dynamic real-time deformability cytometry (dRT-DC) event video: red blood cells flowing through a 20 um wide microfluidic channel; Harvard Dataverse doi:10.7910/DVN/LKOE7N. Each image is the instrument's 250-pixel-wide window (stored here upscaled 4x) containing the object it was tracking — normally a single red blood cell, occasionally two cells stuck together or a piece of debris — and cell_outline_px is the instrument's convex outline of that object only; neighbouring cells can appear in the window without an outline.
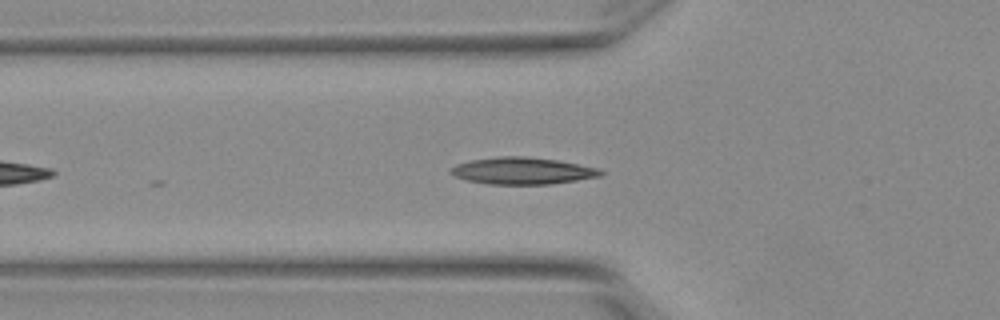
{"species": "Egyptian fruit bat (a non-hibernating species)", "species_latin": "Rousettus aegyptiacus", "temperature_condition": "warm", "stored_images_in_passage": 20, "camera_frame_rate_fps": 3000, "um_per_image_px": 0.085, "animal": {"sex": "female"}, "frame": {"image": 1, "passage_image": 2, "time_ms": 0.333, "image_size_px": [1000, 320], "cell_outline_px": [[604, 172], [600, 176], [552, 184], [488, 184], [468, 180], [456, 176], [448, 172], [456, 164], [468, 160], [496, 156], [524, 156], [556, 160], [596, 168]], "centroid_in_image_um": [44.35, 14.51], "position_along_channel_um": 81.4, "area_um2": 23.29}}
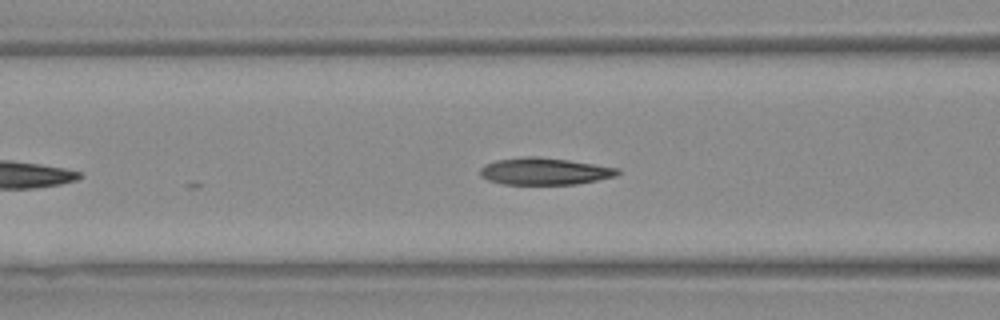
{"frame": {"image": 2, "passage_image": 5, "time_ms": 1.333, "image_size_px": [1000, 320], "cell_outline_px": [[620, 172], [616, 176], [576, 184], [504, 184], [488, 180], [480, 176], [480, 168], [484, 164], [496, 160], [524, 156], [536, 156], [568, 160], [620, 168]], "centroid_in_image_um": [46.26, 14.55], "position_along_channel_um": 120.3, "area_um2": 21.62}}
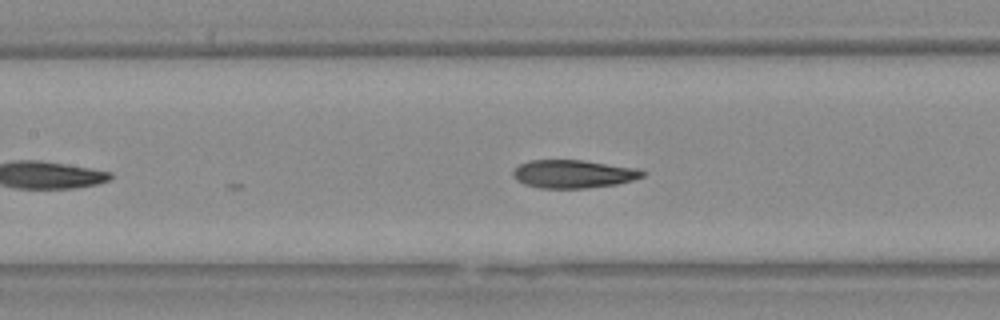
{"frame": {"image": 3, "passage_image": 8, "time_ms": 2.333, "image_size_px": [1000, 320], "cell_outline_px": [[644, 176], [632, 180], [616, 184], [588, 188], [540, 188], [524, 184], [516, 180], [512, 176], [512, 172], [520, 164], [528, 160], [580, 160], [640, 168], [644, 172]], "centroid_in_image_um": [48.72, 14.78], "position_along_channel_um": 158.7, "area_um2": 21.27}}